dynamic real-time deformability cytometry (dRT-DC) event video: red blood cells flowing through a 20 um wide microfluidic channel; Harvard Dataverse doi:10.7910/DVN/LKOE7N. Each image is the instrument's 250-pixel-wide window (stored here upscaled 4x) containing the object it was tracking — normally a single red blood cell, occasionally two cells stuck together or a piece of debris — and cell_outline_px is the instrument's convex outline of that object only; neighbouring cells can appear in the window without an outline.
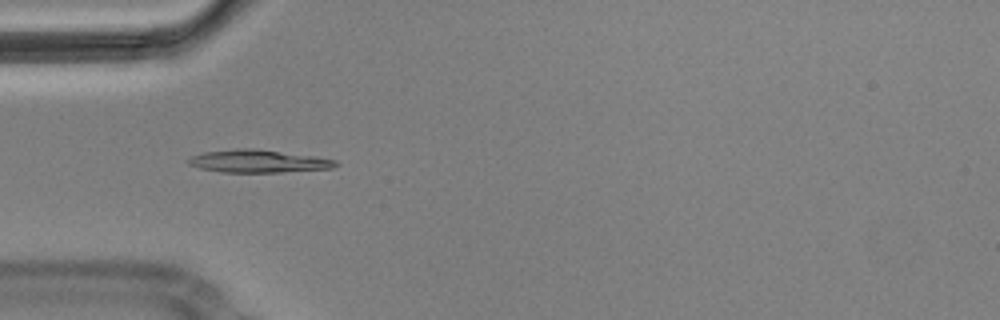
{"species": "Egyptian fruit bat (a non-hibernating species)", "species_latin": "Rousettus aegyptiacus", "temperature_condition": "cold", "stored_images_in_passage": 5, "camera_frame_rate_fps": 3000, "um_per_image_px": 0.085, "animal": {"sex": "male"}, "frame": {"image": 1, "passage_image": 4, "time_ms": 1.0, "image_size_px": [1000, 320], "cell_outline_px": [[340, 164], [332, 168], [280, 172], [220, 172], [200, 168], [188, 164], [184, 160], [192, 156], [204, 152], [236, 148], [256, 148], [312, 156], [336, 160]], "centroid_in_image_um": [21.91, 13.7], "position_along_channel_um": 63.1, "area_um2": 19.54}}